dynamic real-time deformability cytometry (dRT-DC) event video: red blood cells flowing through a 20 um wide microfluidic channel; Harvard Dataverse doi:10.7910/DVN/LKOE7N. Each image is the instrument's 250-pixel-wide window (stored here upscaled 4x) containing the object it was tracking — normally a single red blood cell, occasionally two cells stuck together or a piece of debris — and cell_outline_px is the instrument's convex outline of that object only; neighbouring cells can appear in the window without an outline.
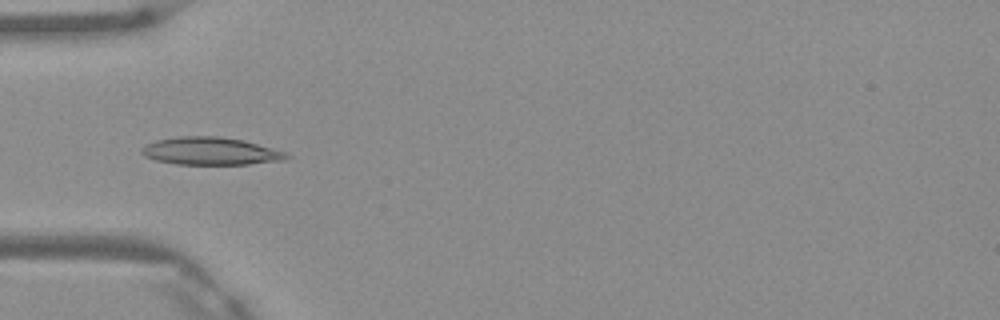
{"species": "Egyptian fruit bat (a non-hibernating species)", "species_latin": "Rousettus aegyptiacus", "temperature_condition": "warm", "stored_images_in_passage": 5, "camera_frame_rate_fps": 3000, "um_per_image_px": 0.085, "frame": {"image": 1, "passage_image": 5, "time_ms": 1.333, "image_size_px": [1000, 320], "cell_outline_px": [[292, 156], [284, 160], [248, 164], [176, 164], [156, 160], [144, 156], [140, 152], [140, 148], [144, 144], [156, 140], [180, 136], [220, 136], [244, 140], [272, 148], [284, 152]], "centroid_in_image_um": [17.86, 12.84], "position_along_channel_um": 67.1, "area_um2": 23.41}}